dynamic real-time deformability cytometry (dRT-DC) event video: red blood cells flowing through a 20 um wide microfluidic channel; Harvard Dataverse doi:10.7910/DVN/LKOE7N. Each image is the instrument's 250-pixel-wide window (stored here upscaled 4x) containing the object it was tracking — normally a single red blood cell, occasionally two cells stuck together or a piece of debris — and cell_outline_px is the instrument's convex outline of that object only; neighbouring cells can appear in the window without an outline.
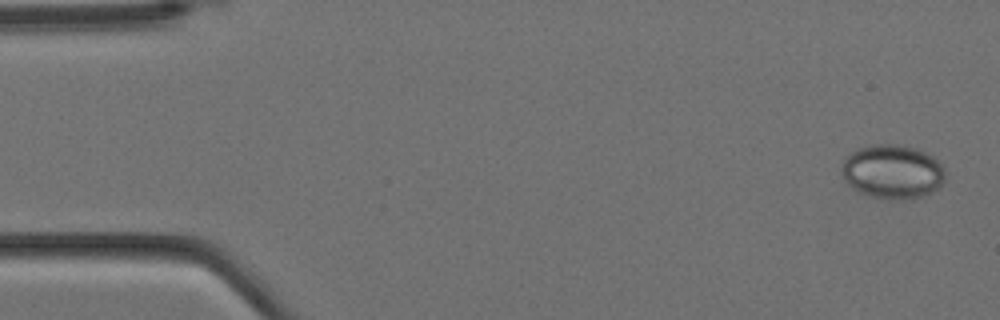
{"species": "Egyptian fruit bat (a non-hibernating species)", "species_latin": "Rousettus aegyptiacus", "temperature_condition": "cold", "stored_images_in_passage": 5, "camera_frame_rate_fps": 3000, "um_per_image_px": 0.085, "animal": {"sex": "female"}, "frame": {"image": 1, "passage_image": 1, "time_ms": 0.0, "image_size_px": [1000, 320], "cell_outline_px": [[944, 180], [932, 192], [924, 196], [904, 200], [900, 200], [872, 196], [856, 192], [844, 180], [840, 172], [840, 164], [844, 156], [856, 148], [872, 144], [896, 144], [916, 148], [932, 156], [944, 168]], "centroid_in_image_um": [75.78, 14.58], "position_along_channel_um": 9.2, "area_um2": 33.06}}